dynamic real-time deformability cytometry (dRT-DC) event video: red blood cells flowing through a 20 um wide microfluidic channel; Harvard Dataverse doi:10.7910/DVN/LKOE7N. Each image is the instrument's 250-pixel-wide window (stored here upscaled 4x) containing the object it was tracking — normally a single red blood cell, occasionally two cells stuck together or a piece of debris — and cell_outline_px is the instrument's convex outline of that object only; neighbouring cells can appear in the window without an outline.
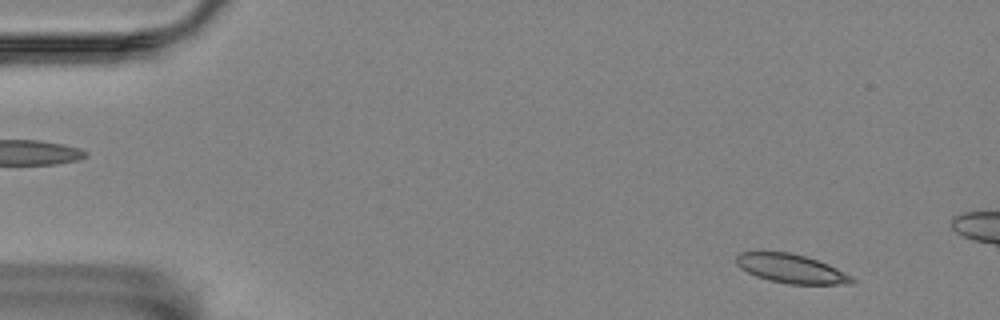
{"species": "Egyptian fruit bat (a non-hibernating species)", "species_latin": "Rousettus aegyptiacus", "temperature_condition": "room temperature", "stored_images_in_passage": 2, "camera_frame_rate_fps": 3000, "um_per_image_px": 0.085, "animal": {"sex": "female"}, "frame": {"image": 1, "passage_image": 2, "time_ms": 2.0, "image_size_px": [1000, 320], "cell_outline_px": [[856, 280], [852, 284], [788, 284], [768, 280], [756, 276], [740, 268], [736, 264], [736, 256], [740, 252], [788, 252], [804, 256], [828, 264], [852, 276]], "centroid_in_image_um": [67.25, 22.84], "position_along_channel_um": 17.8, "area_um2": 19.42}}